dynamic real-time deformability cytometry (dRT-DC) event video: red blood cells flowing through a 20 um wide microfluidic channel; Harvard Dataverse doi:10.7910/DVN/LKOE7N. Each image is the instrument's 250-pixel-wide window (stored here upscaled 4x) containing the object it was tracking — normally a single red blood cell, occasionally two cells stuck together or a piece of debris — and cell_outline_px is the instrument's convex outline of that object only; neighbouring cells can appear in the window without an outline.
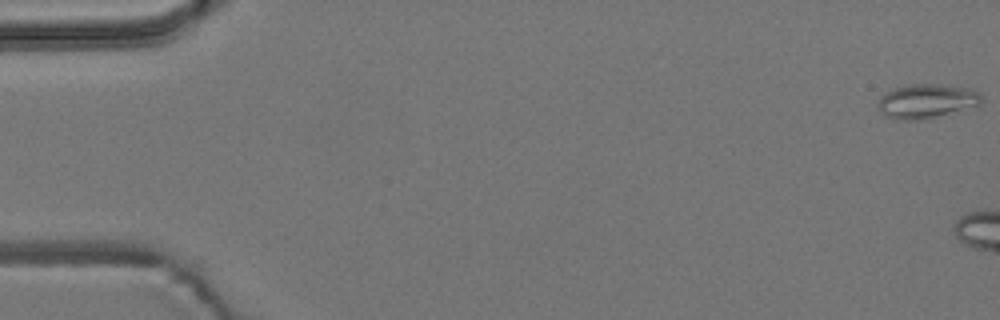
{"species": "common noctule bat (a hibernating species)", "species_latin": "Nyctalus noctula", "temperature_condition": "room temperature", "stored_images_in_passage": 11, "camera_frame_rate_fps": 3000, "um_per_image_px": 0.085, "animal": {"sex": "male", "body_mass_g": 19.2, "forearm_length_mm": 51.8}, "frame": {"image": 1, "passage_image": 1, "time_ms": 0.0, "image_size_px": [1000, 320], "cell_outline_px": [[980, 104], [920, 120], [892, 120], [884, 116], [880, 112], [880, 96], [884, 92], [904, 84], [940, 84], [972, 88], [980, 92]], "centroid_in_image_um": [78.7, 8.58], "position_along_channel_um": 6.3, "area_um2": 20.58}}
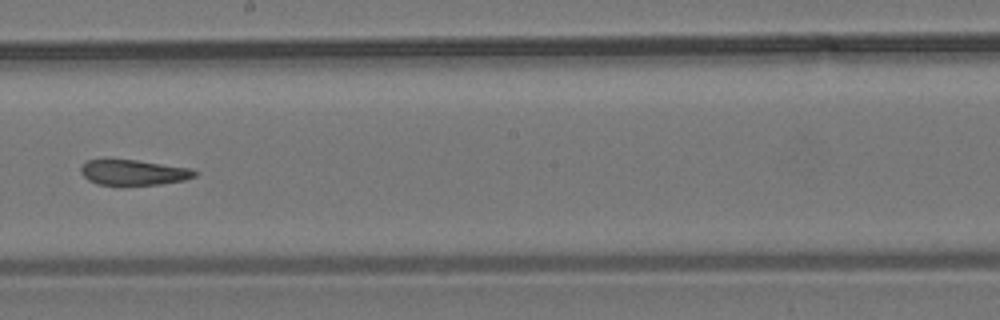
{"frame": {"image": 2, "passage_image": 10, "time_ms": 3.0, "image_size_px": [1000, 320], "cell_outline_px": [[196, 176], [184, 180], [160, 184], [120, 188], [96, 184], [88, 180], [80, 172], [80, 168], [88, 160], [104, 156], [136, 160], [192, 168], [196, 172]], "centroid_in_image_um": [11.25, 14.66], "position_along_channel_um": 236.9, "area_um2": 18.15}}
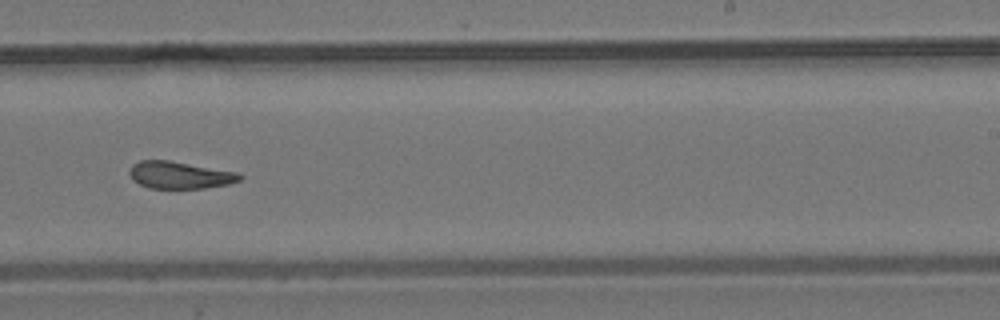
{"frame": {"image": 3, "passage_image": 11, "time_ms": 3.333, "image_size_px": [1000, 320], "cell_outline_px": [[244, 176], [240, 180], [228, 184], [204, 188], [148, 188], [132, 180], [128, 172], [132, 164], [140, 160], [168, 160], [236, 172]], "centroid_in_image_um": [15.24, 14.88], "position_along_channel_um": 273.8, "area_um2": 17.4}}